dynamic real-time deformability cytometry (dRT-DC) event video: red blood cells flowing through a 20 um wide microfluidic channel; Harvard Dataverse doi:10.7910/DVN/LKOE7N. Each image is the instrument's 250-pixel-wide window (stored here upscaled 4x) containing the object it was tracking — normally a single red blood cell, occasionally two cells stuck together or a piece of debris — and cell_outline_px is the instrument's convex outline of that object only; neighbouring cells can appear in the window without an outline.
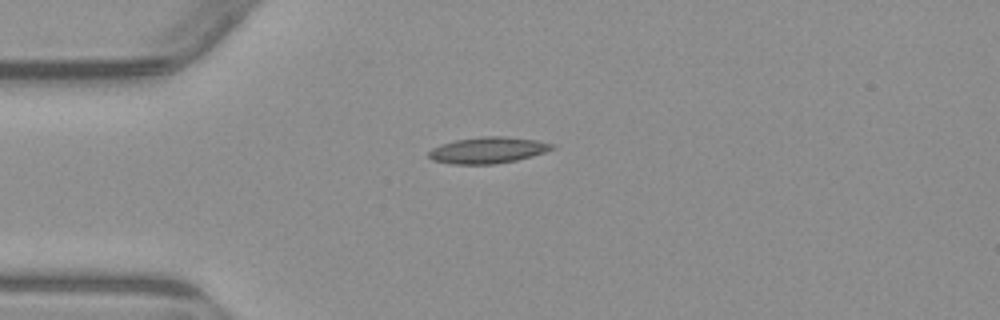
{"species": "common noctule bat (a hibernating species)", "species_latin": "Nyctalus noctula", "temperature_condition": "warm", "stored_images_in_passage": 3, "camera_frame_rate_fps": 3000, "um_per_image_px": 0.085, "animal": {"sex": "male", "body_mass_g": 23.1, "forearm_length_mm": 52.7}, "frame": {"image": 1, "passage_image": 1, "time_ms": 0.0, "image_size_px": [1000, 320], "cell_outline_px": [[556, 148], [532, 156], [516, 160], [492, 164], [452, 164], [432, 160], [428, 156], [428, 152], [432, 148], [440, 144], [456, 140], [480, 136], [504, 136], [536, 140], [556, 144]], "centroid_in_image_um": [41.47, 12.76], "position_along_channel_um": 43.5, "area_um2": 18.96}}
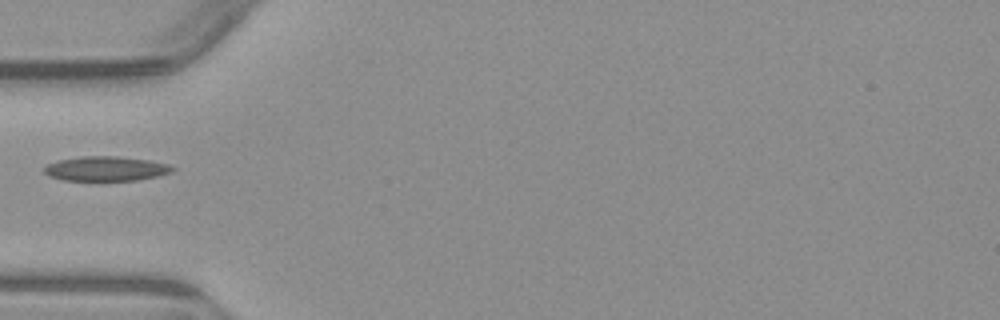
{"frame": {"image": 2, "passage_image": 2, "time_ms": 1.333, "image_size_px": [1000, 320], "cell_outline_px": [[176, 168], [172, 172], [156, 176], [136, 180], [64, 180], [48, 176], [44, 172], [44, 168], [48, 164], [56, 160], [80, 156], [116, 156], [148, 160], [168, 164]], "centroid_in_image_um": [8.98, 14.33], "position_along_channel_um": 76.0, "area_um2": 18.32}}
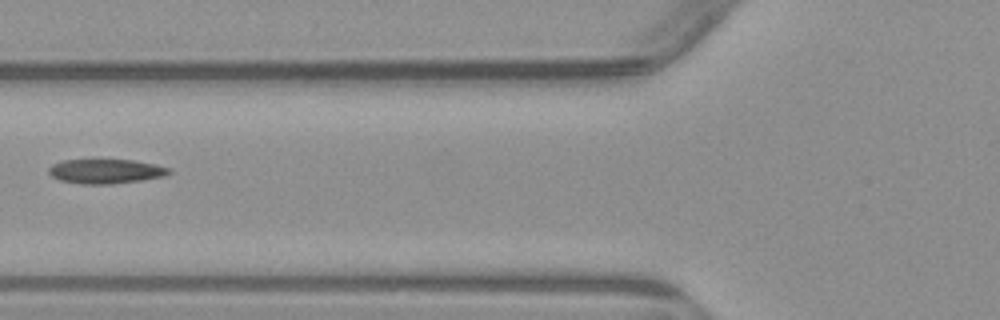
{"frame": {"image": 3, "passage_image": 3, "time_ms": 2.333, "image_size_px": [1000, 320], "cell_outline_px": [[172, 172], [164, 176], [140, 180], [112, 184], [84, 184], [60, 180], [52, 176], [48, 172], [48, 168], [52, 164], [64, 160], [132, 160], [156, 164], [172, 168]], "centroid_in_image_um": [9.01, 14.55], "position_along_channel_um": 116.8, "area_um2": 17.11}}